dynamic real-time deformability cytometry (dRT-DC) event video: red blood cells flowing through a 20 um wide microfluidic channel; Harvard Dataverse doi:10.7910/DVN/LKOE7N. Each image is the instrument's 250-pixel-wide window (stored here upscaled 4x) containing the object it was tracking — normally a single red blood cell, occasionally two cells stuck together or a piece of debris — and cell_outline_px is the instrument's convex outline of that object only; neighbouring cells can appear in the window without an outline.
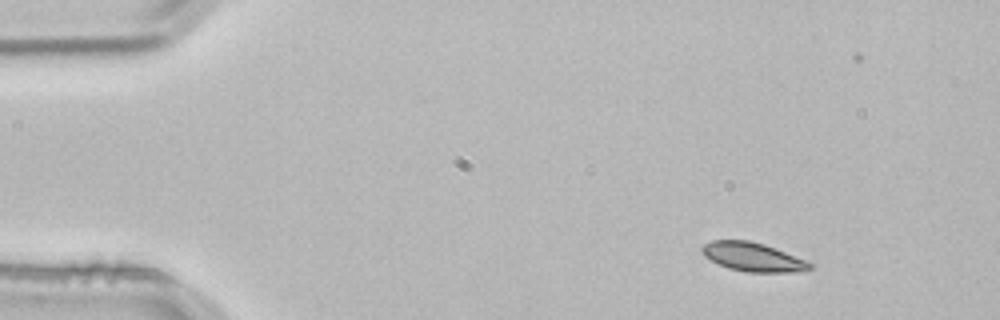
{"species": "common noctule bat (a hibernating species)", "species_latin": "Nyctalus noctula", "temperature_condition": "room temperature", "stored_images_in_passage": 3, "camera_frame_rate_fps": 3000, "um_per_image_px": 0.085, "animal": {"sex": "male", "body_mass_g": 21.5, "forearm_length_mm": 52.0}, "frame": {"image": 1, "passage_image": 1, "time_ms": 0.0, "image_size_px": [1000, 320], "cell_outline_px": [[812, 268], [800, 272], [748, 272], [728, 268], [704, 256], [700, 248], [704, 244], [712, 240], [748, 240], [764, 244], [776, 248], [804, 260], [812, 264]], "centroid_in_image_um": [63.98, 21.84], "position_along_channel_um": 21.0, "area_um2": 17.98}}
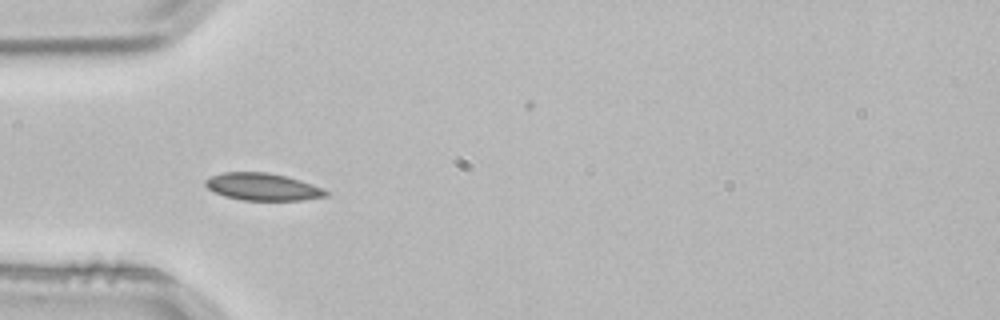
{"frame": {"image": 2, "passage_image": 3, "time_ms": 0.667, "image_size_px": [1000, 320], "cell_outline_px": [[328, 196], [300, 200], [240, 200], [224, 196], [208, 188], [204, 184], [204, 180], [208, 176], [224, 172], [268, 172], [300, 180], [324, 188], [328, 192]], "centroid_in_image_um": [22.3, 15.87], "position_along_channel_um": 62.7, "area_um2": 19.19}}